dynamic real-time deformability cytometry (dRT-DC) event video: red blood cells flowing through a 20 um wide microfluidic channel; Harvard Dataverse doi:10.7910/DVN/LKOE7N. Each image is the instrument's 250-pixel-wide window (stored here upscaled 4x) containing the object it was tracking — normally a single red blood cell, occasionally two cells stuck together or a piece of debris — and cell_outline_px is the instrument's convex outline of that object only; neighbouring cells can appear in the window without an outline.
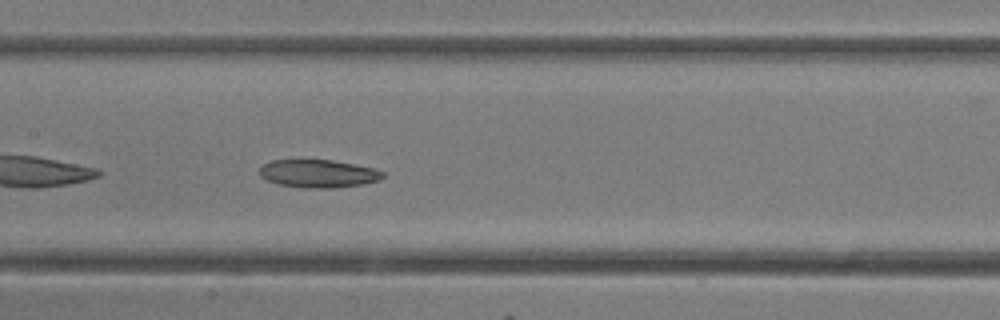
{"species": "common noctule bat (a hibernating species)", "species_latin": "Nyctalus noctula", "temperature_condition": "room temperature", "stored_images_in_passage": 17, "camera_frame_rate_fps": 3000, "um_per_image_px": 0.085, "animal": {"sex": "female"}, "frame": {"image": 1, "passage_image": 15, "time_ms": 4.667, "image_size_px": [1000, 320], "cell_outline_px": [[384, 176], [380, 180], [364, 184], [332, 188], [304, 188], [276, 184], [260, 176], [260, 168], [264, 164], [272, 160], [332, 160], [372, 168], [384, 172]], "centroid_in_image_um": [27.05, 14.77], "position_along_channel_um": 180.4, "area_um2": 20.0}}
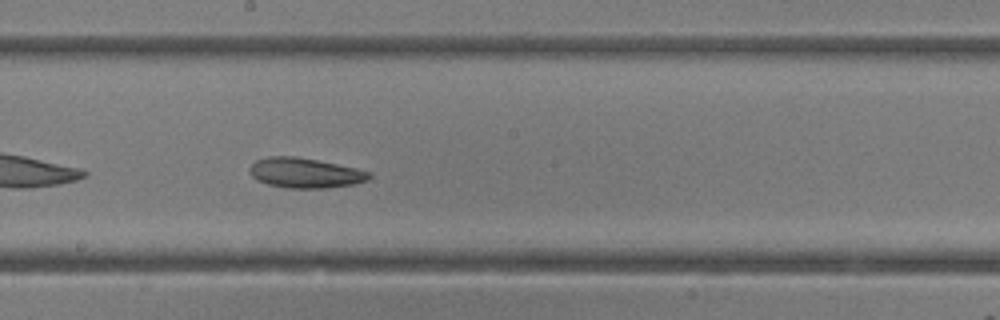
{"frame": {"image": 2, "passage_image": 17, "time_ms": 5.333, "image_size_px": [1000, 320], "cell_outline_px": [[372, 176], [368, 180], [352, 184], [328, 188], [288, 188], [268, 184], [256, 180], [248, 172], [248, 168], [256, 160], [268, 156], [296, 156], [356, 168], [372, 172]], "centroid_in_image_um": [25.91, 14.7], "position_along_channel_um": 222.3, "area_um2": 20.98}}